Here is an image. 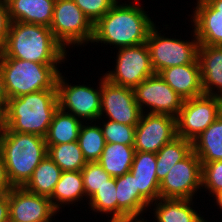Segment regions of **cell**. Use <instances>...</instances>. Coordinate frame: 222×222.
Masks as SVG:
<instances>
[{
  "mask_svg": "<svg viewBox=\"0 0 222 222\" xmlns=\"http://www.w3.org/2000/svg\"><path fill=\"white\" fill-rule=\"evenodd\" d=\"M65 49L54 38L49 27L11 22L0 55L3 58H17L37 63H60L65 59Z\"/></svg>",
  "mask_w": 222,
  "mask_h": 222,
  "instance_id": "cell-1",
  "label": "cell"
},
{
  "mask_svg": "<svg viewBox=\"0 0 222 222\" xmlns=\"http://www.w3.org/2000/svg\"><path fill=\"white\" fill-rule=\"evenodd\" d=\"M58 108L57 89L10 98L3 109L4 128L45 137Z\"/></svg>",
  "mask_w": 222,
  "mask_h": 222,
  "instance_id": "cell-2",
  "label": "cell"
},
{
  "mask_svg": "<svg viewBox=\"0 0 222 222\" xmlns=\"http://www.w3.org/2000/svg\"><path fill=\"white\" fill-rule=\"evenodd\" d=\"M146 12L136 5H118L113 7L94 24L92 42H102L129 47L146 43L148 34L154 26Z\"/></svg>",
  "mask_w": 222,
  "mask_h": 222,
  "instance_id": "cell-3",
  "label": "cell"
},
{
  "mask_svg": "<svg viewBox=\"0 0 222 222\" xmlns=\"http://www.w3.org/2000/svg\"><path fill=\"white\" fill-rule=\"evenodd\" d=\"M0 149L9 182L23 187L39 163L47 156L45 138L37 134L18 133L3 128Z\"/></svg>",
  "mask_w": 222,
  "mask_h": 222,
  "instance_id": "cell-4",
  "label": "cell"
},
{
  "mask_svg": "<svg viewBox=\"0 0 222 222\" xmlns=\"http://www.w3.org/2000/svg\"><path fill=\"white\" fill-rule=\"evenodd\" d=\"M56 66L57 63H37L17 58H3L0 55V67L8 98L57 89L60 71Z\"/></svg>",
  "mask_w": 222,
  "mask_h": 222,
  "instance_id": "cell-5",
  "label": "cell"
},
{
  "mask_svg": "<svg viewBox=\"0 0 222 222\" xmlns=\"http://www.w3.org/2000/svg\"><path fill=\"white\" fill-rule=\"evenodd\" d=\"M54 38L65 45L82 44L93 39L94 24L76 5L74 0H56L53 19L49 27Z\"/></svg>",
  "mask_w": 222,
  "mask_h": 222,
  "instance_id": "cell-6",
  "label": "cell"
},
{
  "mask_svg": "<svg viewBox=\"0 0 222 222\" xmlns=\"http://www.w3.org/2000/svg\"><path fill=\"white\" fill-rule=\"evenodd\" d=\"M222 97L200 95L184 100L176 116V134L178 137L193 141L221 114Z\"/></svg>",
  "mask_w": 222,
  "mask_h": 222,
  "instance_id": "cell-7",
  "label": "cell"
},
{
  "mask_svg": "<svg viewBox=\"0 0 222 222\" xmlns=\"http://www.w3.org/2000/svg\"><path fill=\"white\" fill-rule=\"evenodd\" d=\"M155 27L151 28L146 41L155 74L169 67L192 64L198 61L200 44L196 35L194 42L164 38V36H159L160 34Z\"/></svg>",
  "mask_w": 222,
  "mask_h": 222,
  "instance_id": "cell-8",
  "label": "cell"
},
{
  "mask_svg": "<svg viewBox=\"0 0 222 222\" xmlns=\"http://www.w3.org/2000/svg\"><path fill=\"white\" fill-rule=\"evenodd\" d=\"M115 71L106 73V78L116 85L135 88L146 78L155 74L146 43L119 48Z\"/></svg>",
  "mask_w": 222,
  "mask_h": 222,
  "instance_id": "cell-9",
  "label": "cell"
},
{
  "mask_svg": "<svg viewBox=\"0 0 222 222\" xmlns=\"http://www.w3.org/2000/svg\"><path fill=\"white\" fill-rule=\"evenodd\" d=\"M202 165L192 151L182 161L176 163L160 182V198L190 199L201 186Z\"/></svg>",
  "mask_w": 222,
  "mask_h": 222,
  "instance_id": "cell-10",
  "label": "cell"
},
{
  "mask_svg": "<svg viewBox=\"0 0 222 222\" xmlns=\"http://www.w3.org/2000/svg\"><path fill=\"white\" fill-rule=\"evenodd\" d=\"M103 111L109 120L128 126H136L142 114L136 99L134 89L111 83L106 78L101 79V115Z\"/></svg>",
  "mask_w": 222,
  "mask_h": 222,
  "instance_id": "cell-11",
  "label": "cell"
},
{
  "mask_svg": "<svg viewBox=\"0 0 222 222\" xmlns=\"http://www.w3.org/2000/svg\"><path fill=\"white\" fill-rule=\"evenodd\" d=\"M136 102L143 113L142 106L150 107V112L176 117L184 99L180 97L159 74L143 80L134 88Z\"/></svg>",
  "mask_w": 222,
  "mask_h": 222,
  "instance_id": "cell-12",
  "label": "cell"
},
{
  "mask_svg": "<svg viewBox=\"0 0 222 222\" xmlns=\"http://www.w3.org/2000/svg\"><path fill=\"white\" fill-rule=\"evenodd\" d=\"M177 137L176 117L165 114L142 113L135 126L134 148L139 152L157 153Z\"/></svg>",
  "mask_w": 222,
  "mask_h": 222,
  "instance_id": "cell-13",
  "label": "cell"
},
{
  "mask_svg": "<svg viewBox=\"0 0 222 222\" xmlns=\"http://www.w3.org/2000/svg\"><path fill=\"white\" fill-rule=\"evenodd\" d=\"M59 74L57 80V96L59 108L70 110L76 118L98 119L101 115V84L99 90L88 86H71ZM66 83V84H65ZM98 117V118H97Z\"/></svg>",
  "mask_w": 222,
  "mask_h": 222,
  "instance_id": "cell-14",
  "label": "cell"
},
{
  "mask_svg": "<svg viewBox=\"0 0 222 222\" xmlns=\"http://www.w3.org/2000/svg\"><path fill=\"white\" fill-rule=\"evenodd\" d=\"M56 212L49 197L23 187H13L9 192L10 222H50Z\"/></svg>",
  "mask_w": 222,
  "mask_h": 222,
  "instance_id": "cell-15",
  "label": "cell"
},
{
  "mask_svg": "<svg viewBox=\"0 0 222 222\" xmlns=\"http://www.w3.org/2000/svg\"><path fill=\"white\" fill-rule=\"evenodd\" d=\"M117 198V222H144L137 220L148 203L140 196L134 175L131 172L115 177ZM137 220V221H136Z\"/></svg>",
  "mask_w": 222,
  "mask_h": 222,
  "instance_id": "cell-16",
  "label": "cell"
},
{
  "mask_svg": "<svg viewBox=\"0 0 222 222\" xmlns=\"http://www.w3.org/2000/svg\"><path fill=\"white\" fill-rule=\"evenodd\" d=\"M184 100L203 95L200 63L173 66L158 73Z\"/></svg>",
  "mask_w": 222,
  "mask_h": 222,
  "instance_id": "cell-17",
  "label": "cell"
},
{
  "mask_svg": "<svg viewBox=\"0 0 222 222\" xmlns=\"http://www.w3.org/2000/svg\"><path fill=\"white\" fill-rule=\"evenodd\" d=\"M130 172L134 175L140 196L150 205L160 198L156 175V153L135 151Z\"/></svg>",
  "mask_w": 222,
  "mask_h": 222,
  "instance_id": "cell-18",
  "label": "cell"
},
{
  "mask_svg": "<svg viewBox=\"0 0 222 222\" xmlns=\"http://www.w3.org/2000/svg\"><path fill=\"white\" fill-rule=\"evenodd\" d=\"M56 0H6L11 22L50 27Z\"/></svg>",
  "mask_w": 222,
  "mask_h": 222,
  "instance_id": "cell-19",
  "label": "cell"
},
{
  "mask_svg": "<svg viewBox=\"0 0 222 222\" xmlns=\"http://www.w3.org/2000/svg\"><path fill=\"white\" fill-rule=\"evenodd\" d=\"M203 93L222 97V45H200L198 49ZM215 86L220 94H214Z\"/></svg>",
  "mask_w": 222,
  "mask_h": 222,
  "instance_id": "cell-20",
  "label": "cell"
},
{
  "mask_svg": "<svg viewBox=\"0 0 222 222\" xmlns=\"http://www.w3.org/2000/svg\"><path fill=\"white\" fill-rule=\"evenodd\" d=\"M193 22L194 35L200 45H222V15L204 0H198Z\"/></svg>",
  "mask_w": 222,
  "mask_h": 222,
  "instance_id": "cell-21",
  "label": "cell"
},
{
  "mask_svg": "<svg viewBox=\"0 0 222 222\" xmlns=\"http://www.w3.org/2000/svg\"><path fill=\"white\" fill-rule=\"evenodd\" d=\"M192 148L201 164L222 160V115L192 141Z\"/></svg>",
  "mask_w": 222,
  "mask_h": 222,
  "instance_id": "cell-22",
  "label": "cell"
},
{
  "mask_svg": "<svg viewBox=\"0 0 222 222\" xmlns=\"http://www.w3.org/2000/svg\"><path fill=\"white\" fill-rule=\"evenodd\" d=\"M135 148L119 143H106L100 159L97 161L112 177L123 176L130 172Z\"/></svg>",
  "mask_w": 222,
  "mask_h": 222,
  "instance_id": "cell-23",
  "label": "cell"
},
{
  "mask_svg": "<svg viewBox=\"0 0 222 222\" xmlns=\"http://www.w3.org/2000/svg\"><path fill=\"white\" fill-rule=\"evenodd\" d=\"M80 119L73 114L57 109L44 137L46 145H58L78 141L81 128Z\"/></svg>",
  "mask_w": 222,
  "mask_h": 222,
  "instance_id": "cell-24",
  "label": "cell"
},
{
  "mask_svg": "<svg viewBox=\"0 0 222 222\" xmlns=\"http://www.w3.org/2000/svg\"><path fill=\"white\" fill-rule=\"evenodd\" d=\"M61 173V168L47 155L35 168L23 188L31 193L50 197L60 180Z\"/></svg>",
  "mask_w": 222,
  "mask_h": 222,
  "instance_id": "cell-25",
  "label": "cell"
},
{
  "mask_svg": "<svg viewBox=\"0 0 222 222\" xmlns=\"http://www.w3.org/2000/svg\"><path fill=\"white\" fill-rule=\"evenodd\" d=\"M155 208L158 222H207L190 207V199H162ZM164 203H163V202Z\"/></svg>",
  "mask_w": 222,
  "mask_h": 222,
  "instance_id": "cell-26",
  "label": "cell"
},
{
  "mask_svg": "<svg viewBox=\"0 0 222 222\" xmlns=\"http://www.w3.org/2000/svg\"><path fill=\"white\" fill-rule=\"evenodd\" d=\"M192 151V141L178 136L165 144L156 153V175L158 181L161 182L170 169L176 163L186 158Z\"/></svg>",
  "mask_w": 222,
  "mask_h": 222,
  "instance_id": "cell-27",
  "label": "cell"
},
{
  "mask_svg": "<svg viewBox=\"0 0 222 222\" xmlns=\"http://www.w3.org/2000/svg\"><path fill=\"white\" fill-rule=\"evenodd\" d=\"M82 195L86 196L81 171H62L60 180L55 185L49 199L53 208L57 211L60 203L69 204L70 202L78 201L79 198L83 197ZM53 200L58 202L56 203Z\"/></svg>",
  "mask_w": 222,
  "mask_h": 222,
  "instance_id": "cell-28",
  "label": "cell"
},
{
  "mask_svg": "<svg viewBox=\"0 0 222 222\" xmlns=\"http://www.w3.org/2000/svg\"><path fill=\"white\" fill-rule=\"evenodd\" d=\"M47 155L62 171H81L87 163L78 141L47 145Z\"/></svg>",
  "mask_w": 222,
  "mask_h": 222,
  "instance_id": "cell-29",
  "label": "cell"
},
{
  "mask_svg": "<svg viewBox=\"0 0 222 222\" xmlns=\"http://www.w3.org/2000/svg\"><path fill=\"white\" fill-rule=\"evenodd\" d=\"M78 143L87 162L98 161L106 144L101 127L84 126L82 124Z\"/></svg>",
  "mask_w": 222,
  "mask_h": 222,
  "instance_id": "cell-30",
  "label": "cell"
},
{
  "mask_svg": "<svg viewBox=\"0 0 222 222\" xmlns=\"http://www.w3.org/2000/svg\"><path fill=\"white\" fill-rule=\"evenodd\" d=\"M115 177L107 181L100 189L90 197L89 204L91 208L96 211L112 213L113 216L110 222H117V198H116Z\"/></svg>",
  "mask_w": 222,
  "mask_h": 222,
  "instance_id": "cell-31",
  "label": "cell"
},
{
  "mask_svg": "<svg viewBox=\"0 0 222 222\" xmlns=\"http://www.w3.org/2000/svg\"><path fill=\"white\" fill-rule=\"evenodd\" d=\"M84 183L85 194L89 198L96 192V190L107 184V181L112 178L103 167L97 162H87L81 170Z\"/></svg>",
  "mask_w": 222,
  "mask_h": 222,
  "instance_id": "cell-32",
  "label": "cell"
},
{
  "mask_svg": "<svg viewBox=\"0 0 222 222\" xmlns=\"http://www.w3.org/2000/svg\"><path fill=\"white\" fill-rule=\"evenodd\" d=\"M106 143L134 146L135 126H128L108 120L101 128Z\"/></svg>",
  "mask_w": 222,
  "mask_h": 222,
  "instance_id": "cell-33",
  "label": "cell"
},
{
  "mask_svg": "<svg viewBox=\"0 0 222 222\" xmlns=\"http://www.w3.org/2000/svg\"><path fill=\"white\" fill-rule=\"evenodd\" d=\"M202 165L201 186L216 194L222 190V160Z\"/></svg>",
  "mask_w": 222,
  "mask_h": 222,
  "instance_id": "cell-34",
  "label": "cell"
},
{
  "mask_svg": "<svg viewBox=\"0 0 222 222\" xmlns=\"http://www.w3.org/2000/svg\"><path fill=\"white\" fill-rule=\"evenodd\" d=\"M76 5L95 24L117 2V0H74Z\"/></svg>",
  "mask_w": 222,
  "mask_h": 222,
  "instance_id": "cell-35",
  "label": "cell"
},
{
  "mask_svg": "<svg viewBox=\"0 0 222 222\" xmlns=\"http://www.w3.org/2000/svg\"><path fill=\"white\" fill-rule=\"evenodd\" d=\"M11 20L6 0H0V53L2 52L7 35L9 33Z\"/></svg>",
  "mask_w": 222,
  "mask_h": 222,
  "instance_id": "cell-36",
  "label": "cell"
},
{
  "mask_svg": "<svg viewBox=\"0 0 222 222\" xmlns=\"http://www.w3.org/2000/svg\"><path fill=\"white\" fill-rule=\"evenodd\" d=\"M13 188L9 182L2 152L0 149V195L7 194Z\"/></svg>",
  "mask_w": 222,
  "mask_h": 222,
  "instance_id": "cell-37",
  "label": "cell"
},
{
  "mask_svg": "<svg viewBox=\"0 0 222 222\" xmlns=\"http://www.w3.org/2000/svg\"><path fill=\"white\" fill-rule=\"evenodd\" d=\"M0 222H10L9 193L0 195Z\"/></svg>",
  "mask_w": 222,
  "mask_h": 222,
  "instance_id": "cell-38",
  "label": "cell"
},
{
  "mask_svg": "<svg viewBox=\"0 0 222 222\" xmlns=\"http://www.w3.org/2000/svg\"><path fill=\"white\" fill-rule=\"evenodd\" d=\"M8 95L6 93L4 77L0 67V106L4 109L8 102Z\"/></svg>",
  "mask_w": 222,
  "mask_h": 222,
  "instance_id": "cell-39",
  "label": "cell"
},
{
  "mask_svg": "<svg viewBox=\"0 0 222 222\" xmlns=\"http://www.w3.org/2000/svg\"><path fill=\"white\" fill-rule=\"evenodd\" d=\"M217 14L222 15V0H204Z\"/></svg>",
  "mask_w": 222,
  "mask_h": 222,
  "instance_id": "cell-40",
  "label": "cell"
},
{
  "mask_svg": "<svg viewBox=\"0 0 222 222\" xmlns=\"http://www.w3.org/2000/svg\"><path fill=\"white\" fill-rule=\"evenodd\" d=\"M4 128V113L3 108L0 106V134L2 133Z\"/></svg>",
  "mask_w": 222,
  "mask_h": 222,
  "instance_id": "cell-41",
  "label": "cell"
},
{
  "mask_svg": "<svg viewBox=\"0 0 222 222\" xmlns=\"http://www.w3.org/2000/svg\"><path fill=\"white\" fill-rule=\"evenodd\" d=\"M216 197V202L219 205V207L222 209V190L217 192L216 194H213Z\"/></svg>",
  "mask_w": 222,
  "mask_h": 222,
  "instance_id": "cell-42",
  "label": "cell"
}]
</instances>
